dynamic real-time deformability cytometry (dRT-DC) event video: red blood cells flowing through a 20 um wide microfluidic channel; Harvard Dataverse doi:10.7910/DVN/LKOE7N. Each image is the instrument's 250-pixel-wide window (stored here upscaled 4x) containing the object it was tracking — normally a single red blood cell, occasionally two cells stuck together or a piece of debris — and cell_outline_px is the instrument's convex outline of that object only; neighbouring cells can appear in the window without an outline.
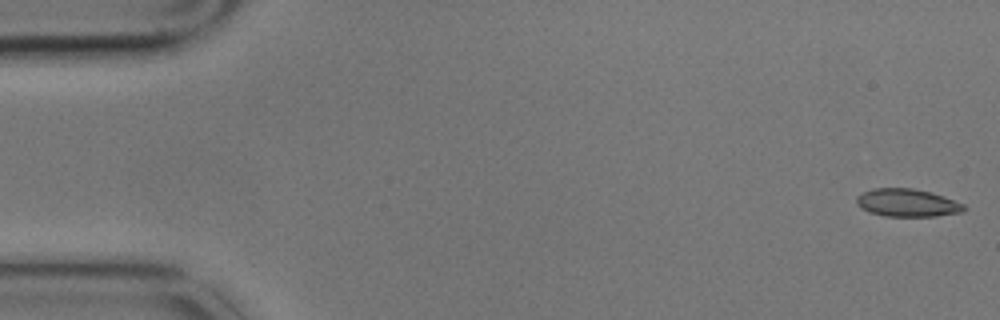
{"species": "common noctule bat (a hibernating species)", "species_latin": "Nyctalus noctula", "temperature_condition": "cold", "stored_images_in_passage": 4, "camera_frame_rate_fps": 3000, "um_per_image_px": 0.085, "animal": {"sex": "male", "body_mass_g": 17.9}, "frame": {"image": 1, "passage_image": 1, "time_ms": 0.0, "image_size_px": [1000, 320], "cell_outline_px": [[968, 208], [964, 212], [936, 216], [884, 216], [868, 212], [860, 208], [856, 204], [856, 196], [872, 188], [912, 188], [944, 196], [964, 204]], "centroid_in_image_um": [77.11, 17.24], "position_along_channel_um": 7.9, "area_um2": 17.57}}
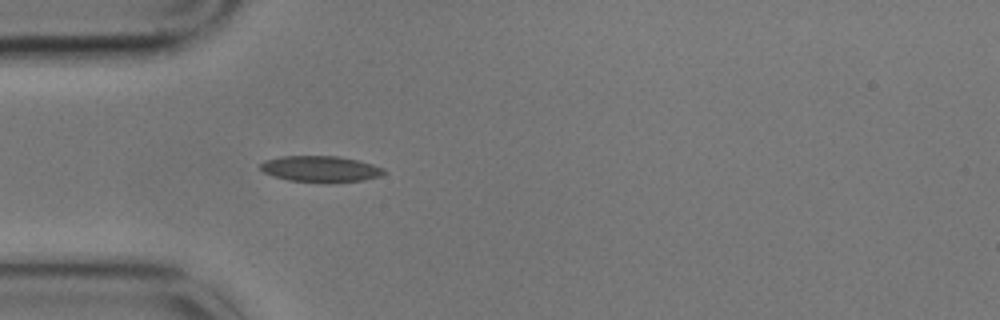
{"frame": {"image": 2, "passage_image": 4, "time_ms": 1.0, "image_size_px": [1000, 320], "cell_outline_px": [[388, 172], [380, 176], [364, 180], [328, 184], [288, 180], [272, 176], [264, 172], [260, 168], [260, 164], [264, 160], [280, 156], [340, 156], [360, 160], [384, 168]], "centroid_in_image_um": [27.27, 14.37], "position_along_channel_um": 57.7, "area_um2": 19.36}}